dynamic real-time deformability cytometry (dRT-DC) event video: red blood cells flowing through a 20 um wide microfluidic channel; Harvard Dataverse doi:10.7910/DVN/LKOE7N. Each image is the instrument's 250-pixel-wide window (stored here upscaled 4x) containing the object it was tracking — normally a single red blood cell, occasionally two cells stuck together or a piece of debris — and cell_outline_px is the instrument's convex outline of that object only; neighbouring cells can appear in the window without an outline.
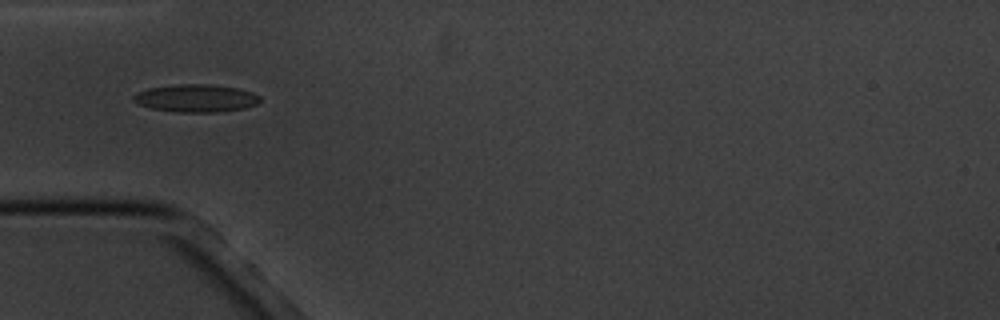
{"species": "common noctule bat (a hibernating species)", "species_latin": "Nyctalus noctula", "temperature_condition": "cold", "stored_images_in_passage": 5, "camera_frame_rate_fps": 3000, "um_per_image_px": 0.085, "animal": {"sex": "male", "body_mass_g": 20.1, "forearm_length_mm": 53.5}, "frame": {"image": 1, "passage_image": 3, "time_ms": 3.333, "image_size_px": [1000, 320], "cell_outline_px": [[260, 100], [256, 104], [244, 108], [216, 112], [176, 112], [152, 108], [136, 104], [132, 100], [132, 96], [136, 92], [148, 88], [172, 84], [208, 84], [240, 88], [252, 92], [260, 96]], "centroid_in_image_um": [16.61, 8.34], "position_along_channel_um": 68.4, "area_um2": 20.63}}
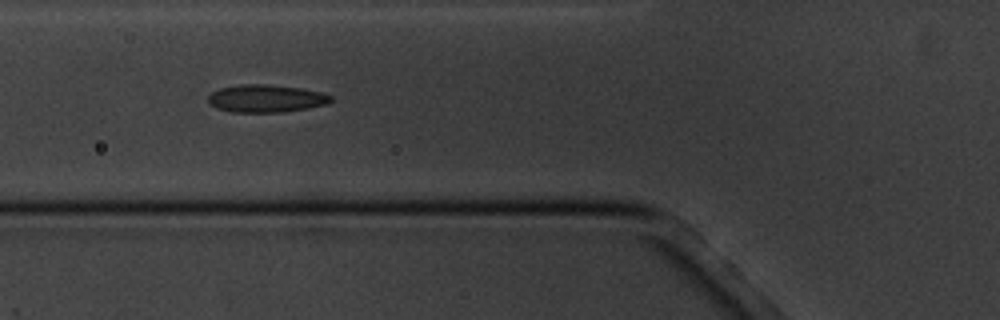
{"frame": {"image": 2, "passage_image": 4, "time_ms": 4.333, "image_size_px": [1000, 320], "cell_outline_px": [[332, 100], [328, 104], [308, 108], [284, 112], [232, 112], [216, 108], [208, 104], [208, 96], [212, 92], [220, 88], [240, 84], [264, 84], [300, 88], [320, 92], [332, 96]], "centroid_in_image_um": [22.59, 8.38], "position_along_channel_um": 103.2, "area_um2": 19.83}}
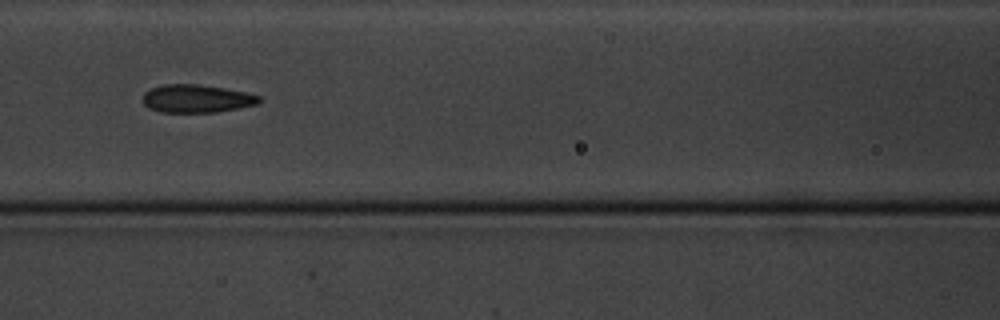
{"frame": {"image": 3, "passage_image": 5, "time_ms": 5.667, "image_size_px": [1000, 320], "cell_outline_px": [[260, 100], [256, 104], [216, 112], [160, 112], [148, 108], [144, 104], [144, 92], [152, 88], [164, 84], [200, 84], [224, 88], [244, 92], [260, 96]], "centroid_in_image_um": [16.67, 8.38], "position_along_channel_um": 149.9, "area_um2": 18.79}}